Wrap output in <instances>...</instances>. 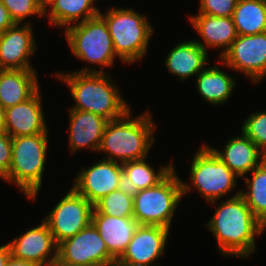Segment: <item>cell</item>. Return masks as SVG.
I'll use <instances>...</instances> for the list:
<instances>
[{
  "label": "cell",
  "instance_id": "cell-1",
  "mask_svg": "<svg viewBox=\"0 0 266 266\" xmlns=\"http://www.w3.org/2000/svg\"><path fill=\"white\" fill-rule=\"evenodd\" d=\"M206 226L218 242V251L224 256L247 258L254 253L255 237L265 226L253 215L240 191L217 205Z\"/></svg>",
  "mask_w": 266,
  "mask_h": 266
},
{
  "label": "cell",
  "instance_id": "cell-2",
  "mask_svg": "<svg viewBox=\"0 0 266 266\" xmlns=\"http://www.w3.org/2000/svg\"><path fill=\"white\" fill-rule=\"evenodd\" d=\"M57 78L69 86L75 104L71 109L98 114L107 120L124 116L129 105L109 76L100 72L57 73Z\"/></svg>",
  "mask_w": 266,
  "mask_h": 266
},
{
  "label": "cell",
  "instance_id": "cell-3",
  "mask_svg": "<svg viewBox=\"0 0 266 266\" xmlns=\"http://www.w3.org/2000/svg\"><path fill=\"white\" fill-rule=\"evenodd\" d=\"M153 123L148 111L131 118L129 110L121 118L108 121L98 151L108 154L104 159L119 163L147 158L154 143Z\"/></svg>",
  "mask_w": 266,
  "mask_h": 266
},
{
  "label": "cell",
  "instance_id": "cell-4",
  "mask_svg": "<svg viewBox=\"0 0 266 266\" xmlns=\"http://www.w3.org/2000/svg\"><path fill=\"white\" fill-rule=\"evenodd\" d=\"M190 187L173 169L156 186L133 193V218L139 225L170 229L175 210Z\"/></svg>",
  "mask_w": 266,
  "mask_h": 266
},
{
  "label": "cell",
  "instance_id": "cell-5",
  "mask_svg": "<svg viewBox=\"0 0 266 266\" xmlns=\"http://www.w3.org/2000/svg\"><path fill=\"white\" fill-rule=\"evenodd\" d=\"M48 141V134L12 138V162L3 180L15 183L33 201L42 187Z\"/></svg>",
  "mask_w": 266,
  "mask_h": 266
},
{
  "label": "cell",
  "instance_id": "cell-6",
  "mask_svg": "<svg viewBox=\"0 0 266 266\" xmlns=\"http://www.w3.org/2000/svg\"><path fill=\"white\" fill-rule=\"evenodd\" d=\"M106 21L113 41L114 51L123 63L133 64L147 52L153 27L147 16L132 8H110L99 13Z\"/></svg>",
  "mask_w": 266,
  "mask_h": 266
},
{
  "label": "cell",
  "instance_id": "cell-7",
  "mask_svg": "<svg viewBox=\"0 0 266 266\" xmlns=\"http://www.w3.org/2000/svg\"><path fill=\"white\" fill-rule=\"evenodd\" d=\"M65 37L72 53L77 59L102 67L100 70L81 69L78 72H100L113 65L117 57L105 19L97 16L78 22L65 29Z\"/></svg>",
  "mask_w": 266,
  "mask_h": 266
},
{
  "label": "cell",
  "instance_id": "cell-8",
  "mask_svg": "<svg viewBox=\"0 0 266 266\" xmlns=\"http://www.w3.org/2000/svg\"><path fill=\"white\" fill-rule=\"evenodd\" d=\"M237 176L204 144L193 157L190 185L210 203L215 204L236 187Z\"/></svg>",
  "mask_w": 266,
  "mask_h": 266
},
{
  "label": "cell",
  "instance_id": "cell-9",
  "mask_svg": "<svg viewBox=\"0 0 266 266\" xmlns=\"http://www.w3.org/2000/svg\"><path fill=\"white\" fill-rule=\"evenodd\" d=\"M116 261L91 222L78 234L58 244L55 266H109Z\"/></svg>",
  "mask_w": 266,
  "mask_h": 266
},
{
  "label": "cell",
  "instance_id": "cell-10",
  "mask_svg": "<svg viewBox=\"0 0 266 266\" xmlns=\"http://www.w3.org/2000/svg\"><path fill=\"white\" fill-rule=\"evenodd\" d=\"M94 206L72 187L43 219L58 245L73 237L92 222Z\"/></svg>",
  "mask_w": 266,
  "mask_h": 266
},
{
  "label": "cell",
  "instance_id": "cell-11",
  "mask_svg": "<svg viewBox=\"0 0 266 266\" xmlns=\"http://www.w3.org/2000/svg\"><path fill=\"white\" fill-rule=\"evenodd\" d=\"M220 62L244 73L254 84L259 82L266 76V32L238 35Z\"/></svg>",
  "mask_w": 266,
  "mask_h": 266
},
{
  "label": "cell",
  "instance_id": "cell-12",
  "mask_svg": "<svg viewBox=\"0 0 266 266\" xmlns=\"http://www.w3.org/2000/svg\"><path fill=\"white\" fill-rule=\"evenodd\" d=\"M72 188L93 206L105 195L123 187L122 163L102 159L76 176Z\"/></svg>",
  "mask_w": 266,
  "mask_h": 266
},
{
  "label": "cell",
  "instance_id": "cell-13",
  "mask_svg": "<svg viewBox=\"0 0 266 266\" xmlns=\"http://www.w3.org/2000/svg\"><path fill=\"white\" fill-rule=\"evenodd\" d=\"M169 230L162 226L139 225L116 263L120 266H153L165 251Z\"/></svg>",
  "mask_w": 266,
  "mask_h": 266
},
{
  "label": "cell",
  "instance_id": "cell-14",
  "mask_svg": "<svg viewBox=\"0 0 266 266\" xmlns=\"http://www.w3.org/2000/svg\"><path fill=\"white\" fill-rule=\"evenodd\" d=\"M6 244L10 247L11 256L15 259L30 261L38 266L56 265L58 245L43 220L40 225Z\"/></svg>",
  "mask_w": 266,
  "mask_h": 266
},
{
  "label": "cell",
  "instance_id": "cell-15",
  "mask_svg": "<svg viewBox=\"0 0 266 266\" xmlns=\"http://www.w3.org/2000/svg\"><path fill=\"white\" fill-rule=\"evenodd\" d=\"M30 23H15L0 33V69L34 70L29 58L36 51Z\"/></svg>",
  "mask_w": 266,
  "mask_h": 266
},
{
  "label": "cell",
  "instance_id": "cell-16",
  "mask_svg": "<svg viewBox=\"0 0 266 266\" xmlns=\"http://www.w3.org/2000/svg\"><path fill=\"white\" fill-rule=\"evenodd\" d=\"M39 89L26 101L4 109L6 133L12 138L48 134Z\"/></svg>",
  "mask_w": 266,
  "mask_h": 266
},
{
  "label": "cell",
  "instance_id": "cell-17",
  "mask_svg": "<svg viewBox=\"0 0 266 266\" xmlns=\"http://www.w3.org/2000/svg\"><path fill=\"white\" fill-rule=\"evenodd\" d=\"M208 147L239 179L246 177L264 161V153L243 132L229 139L223 151Z\"/></svg>",
  "mask_w": 266,
  "mask_h": 266
},
{
  "label": "cell",
  "instance_id": "cell-18",
  "mask_svg": "<svg viewBox=\"0 0 266 266\" xmlns=\"http://www.w3.org/2000/svg\"><path fill=\"white\" fill-rule=\"evenodd\" d=\"M69 116L71 153L84 147L98 152L109 120L98 114L75 109L69 110Z\"/></svg>",
  "mask_w": 266,
  "mask_h": 266
},
{
  "label": "cell",
  "instance_id": "cell-19",
  "mask_svg": "<svg viewBox=\"0 0 266 266\" xmlns=\"http://www.w3.org/2000/svg\"><path fill=\"white\" fill-rule=\"evenodd\" d=\"M190 23L204 41L194 40L206 51L207 48H223L221 58L237 38V32L232 17H215L206 14H197L190 17Z\"/></svg>",
  "mask_w": 266,
  "mask_h": 266
},
{
  "label": "cell",
  "instance_id": "cell-20",
  "mask_svg": "<svg viewBox=\"0 0 266 266\" xmlns=\"http://www.w3.org/2000/svg\"><path fill=\"white\" fill-rule=\"evenodd\" d=\"M92 223L105 241L108 252L118 260L127 249L139 223L134 218L92 214Z\"/></svg>",
  "mask_w": 266,
  "mask_h": 266
},
{
  "label": "cell",
  "instance_id": "cell-21",
  "mask_svg": "<svg viewBox=\"0 0 266 266\" xmlns=\"http://www.w3.org/2000/svg\"><path fill=\"white\" fill-rule=\"evenodd\" d=\"M39 87L35 70L0 69V106L6 109L22 103Z\"/></svg>",
  "mask_w": 266,
  "mask_h": 266
},
{
  "label": "cell",
  "instance_id": "cell-22",
  "mask_svg": "<svg viewBox=\"0 0 266 266\" xmlns=\"http://www.w3.org/2000/svg\"><path fill=\"white\" fill-rule=\"evenodd\" d=\"M208 53L194 40L180 42L167 55L165 66L180 81L198 75L208 62Z\"/></svg>",
  "mask_w": 266,
  "mask_h": 266
},
{
  "label": "cell",
  "instance_id": "cell-23",
  "mask_svg": "<svg viewBox=\"0 0 266 266\" xmlns=\"http://www.w3.org/2000/svg\"><path fill=\"white\" fill-rule=\"evenodd\" d=\"M94 2L95 0H49L44 5V15L49 14L47 17L53 26L68 28L79 19V22H83L97 16L100 10L94 6Z\"/></svg>",
  "mask_w": 266,
  "mask_h": 266
},
{
  "label": "cell",
  "instance_id": "cell-24",
  "mask_svg": "<svg viewBox=\"0 0 266 266\" xmlns=\"http://www.w3.org/2000/svg\"><path fill=\"white\" fill-rule=\"evenodd\" d=\"M196 78L199 94L213 105L224 104L236 86V79L222 71L217 64L204 68Z\"/></svg>",
  "mask_w": 266,
  "mask_h": 266
},
{
  "label": "cell",
  "instance_id": "cell-25",
  "mask_svg": "<svg viewBox=\"0 0 266 266\" xmlns=\"http://www.w3.org/2000/svg\"><path fill=\"white\" fill-rule=\"evenodd\" d=\"M146 159L122 163L123 185L132 193L156 186L174 169L171 163L156 172Z\"/></svg>",
  "mask_w": 266,
  "mask_h": 266
},
{
  "label": "cell",
  "instance_id": "cell-26",
  "mask_svg": "<svg viewBox=\"0 0 266 266\" xmlns=\"http://www.w3.org/2000/svg\"><path fill=\"white\" fill-rule=\"evenodd\" d=\"M232 18L237 35L266 32V0H238Z\"/></svg>",
  "mask_w": 266,
  "mask_h": 266
},
{
  "label": "cell",
  "instance_id": "cell-27",
  "mask_svg": "<svg viewBox=\"0 0 266 266\" xmlns=\"http://www.w3.org/2000/svg\"><path fill=\"white\" fill-rule=\"evenodd\" d=\"M251 173L252 178L244 177L248 190H240V195L253 215L266 227V162L263 161Z\"/></svg>",
  "mask_w": 266,
  "mask_h": 266
},
{
  "label": "cell",
  "instance_id": "cell-28",
  "mask_svg": "<svg viewBox=\"0 0 266 266\" xmlns=\"http://www.w3.org/2000/svg\"><path fill=\"white\" fill-rule=\"evenodd\" d=\"M92 214L133 218V193L124 186L114 190L94 205Z\"/></svg>",
  "mask_w": 266,
  "mask_h": 266
},
{
  "label": "cell",
  "instance_id": "cell-29",
  "mask_svg": "<svg viewBox=\"0 0 266 266\" xmlns=\"http://www.w3.org/2000/svg\"><path fill=\"white\" fill-rule=\"evenodd\" d=\"M241 130L264 154L266 153V111L250 114L243 122Z\"/></svg>",
  "mask_w": 266,
  "mask_h": 266
},
{
  "label": "cell",
  "instance_id": "cell-30",
  "mask_svg": "<svg viewBox=\"0 0 266 266\" xmlns=\"http://www.w3.org/2000/svg\"><path fill=\"white\" fill-rule=\"evenodd\" d=\"M14 23L21 24L31 15L45 17L42 0H2Z\"/></svg>",
  "mask_w": 266,
  "mask_h": 266
},
{
  "label": "cell",
  "instance_id": "cell-31",
  "mask_svg": "<svg viewBox=\"0 0 266 266\" xmlns=\"http://www.w3.org/2000/svg\"><path fill=\"white\" fill-rule=\"evenodd\" d=\"M238 0H200L199 14L232 17Z\"/></svg>",
  "mask_w": 266,
  "mask_h": 266
},
{
  "label": "cell",
  "instance_id": "cell-32",
  "mask_svg": "<svg viewBox=\"0 0 266 266\" xmlns=\"http://www.w3.org/2000/svg\"><path fill=\"white\" fill-rule=\"evenodd\" d=\"M12 162V137L0 132V178H4L10 170Z\"/></svg>",
  "mask_w": 266,
  "mask_h": 266
},
{
  "label": "cell",
  "instance_id": "cell-33",
  "mask_svg": "<svg viewBox=\"0 0 266 266\" xmlns=\"http://www.w3.org/2000/svg\"><path fill=\"white\" fill-rule=\"evenodd\" d=\"M15 23L12 20L9 11L3 5L2 0H0V33L13 26Z\"/></svg>",
  "mask_w": 266,
  "mask_h": 266
},
{
  "label": "cell",
  "instance_id": "cell-34",
  "mask_svg": "<svg viewBox=\"0 0 266 266\" xmlns=\"http://www.w3.org/2000/svg\"><path fill=\"white\" fill-rule=\"evenodd\" d=\"M11 257V250L7 244L0 246V266H6L8 259Z\"/></svg>",
  "mask_w": 266,
  "mask_h": 266
},
{
  "label": "cell",
  "instance_id": "cell-35",
  "mask_svg": "<svg viewBox=\"0 0 266 266\" xmlns=\"http://www.w3.org/2000/svg\"><path fill=\"white\" fill-rule=\"evenodd\" d=\"M6 266H38L36 263L15 259L12 256L8 259Z\"/></svg>",
  "mask_w": 266,
  "mask_h": 266
},
{
  "label": "cell",
  "instance_id": "cell-36",
  "mask_svg": "<svg viewBox=\"0 0 266 266\" xmlns=\"http://www.w3.org/2000/svg\"><path fill=\"white\" fill-rule=\"evenodd\" d=\"M0 132H6L5 112L1 106H0Z\"/></svg>",
  "mask_w": 266,
  "mask_h": 266
},
{
  "label": "cell",
  "instance_id": "cell-37",
  "mask_svg": "<svg viewBox=\"0 0 266 266\" xmlns=\"http://www.w3.org/2000/svg\"><path fill=\"white\" fill-rule=\"evenodd\" d=\"M49 0H42V3L45 5Z\"/></svg>",
  "mask_w": 266,
  "mask_h": 266
},
{
  "label": "cell",
  "instance_id": "cell-38",
  "mask_svg": "<svg viewBox=\"0 0 266 266\" xmlns=\"http://www.w3.org/2000/svg\"><path fill=\"white\" fill-rule=\"evenodd\" d=\"M109 266H120V265H118L117 263H115V264H113V265H109Z\"/></svg>",
  "mask_w": 266,
  "mask_h": 266
},
{
  "label": "cell",
  "instance_id": "cell-39",
  "mask_svg": "<svg viewBox=\"0 0 266 266\" xmlns=\"http://www.w3.org/2000/svg\"><path fill=\"white\" fill-rule=\"evenodd\" d=\"M264 161L266 162V153L264 154Z\"/></svg>",
  "mask_w": 266,
  "mask_h": 266
}]
</instances>
